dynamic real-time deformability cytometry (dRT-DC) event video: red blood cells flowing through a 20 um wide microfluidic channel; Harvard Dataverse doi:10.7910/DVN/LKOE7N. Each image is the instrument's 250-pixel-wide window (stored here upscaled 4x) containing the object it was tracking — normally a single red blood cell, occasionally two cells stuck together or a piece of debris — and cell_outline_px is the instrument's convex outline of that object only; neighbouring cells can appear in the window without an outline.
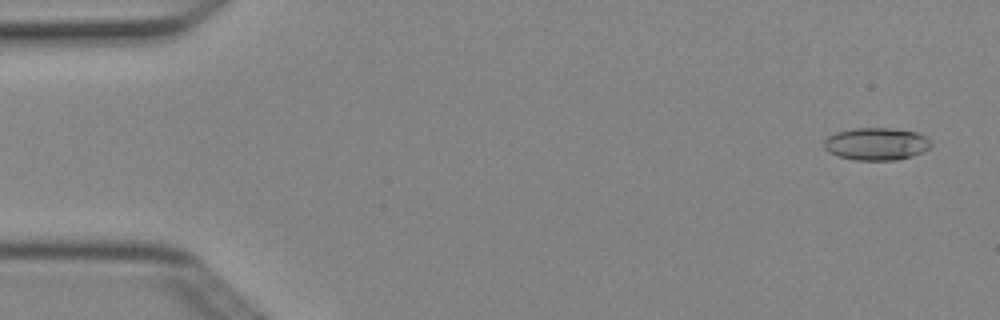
{"species": "Egyptian fruit bat (a non-hibernating species)", "species_latin": "Rousettus aegyptiacus", "temperature_condition": "cold", "stored_images_in_passage": 5, "camera_frame_rate_fps": 3000, "um_per_image_px": 0.085, "animal": {"sex": "female"}, "frame": {"image": 1, "passage_image": 1, "time_ms": 0.0, "image_size_px": [1000, 320], "cell_outline_px": [[932, 144], [924, 152], [912, 156], [896, 160], [856, 160], [840, 156], [828, 152], [824, 148], [824, 140], [828, 136], [836, 132], [852, 128], [892, 128], [916, 132], [924, 136]], "centroid_in_image_um": [74.47, 12.23], "position_along_channel_um": 10.5, "area_um2": 20.23}}
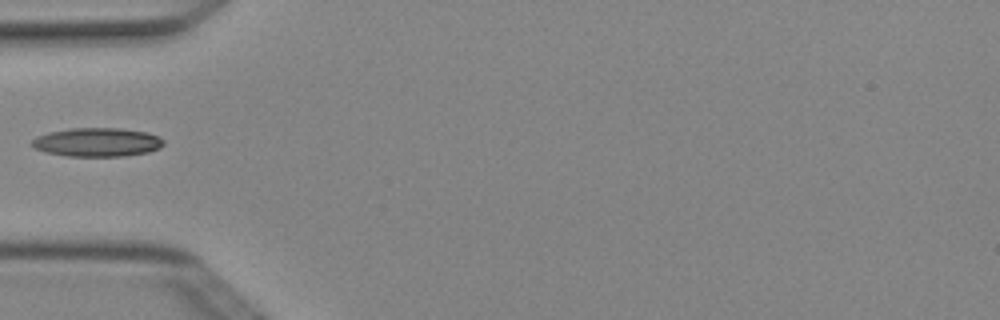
{"frame": {"image": 2, "passage_image": 4, "time_ms": 1.0, "image_size_px": [1000, 320], "cell_outline_px": [[164, 144], [160, 148], [148, 152], [124, 156], [68, 156], [48, 152], [36, 148], [28, 144], [36, 136], [48, 132], [72, 128], [120, 128], [148, 132], [164, 140]], "centroid_in_image_um": [8.26, 12.08], "position_along_channel_um": 76.7, "area_um2": 22.08}}
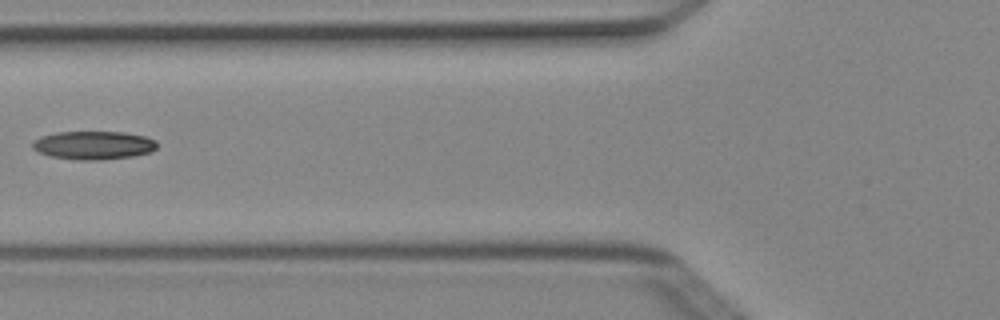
{"frame": {"image": 3, "passage_image": 5, "time_ms": 1.333, "image_size_px": [1000, 320], "cell_outline_px": [[156, 148], [152, 152], [132, 156], [104, 160], [76, 160], [52, 156], [40, 152], [32, 148], [32, 144], [36, 140], [44, 136], [56, 132], [124, 132], [144, 136], [156, 140]], "centroid_in_image_um": [8.0, 12.35], "position_along_channel_um": 117.8, "area_um2": 20.46}}